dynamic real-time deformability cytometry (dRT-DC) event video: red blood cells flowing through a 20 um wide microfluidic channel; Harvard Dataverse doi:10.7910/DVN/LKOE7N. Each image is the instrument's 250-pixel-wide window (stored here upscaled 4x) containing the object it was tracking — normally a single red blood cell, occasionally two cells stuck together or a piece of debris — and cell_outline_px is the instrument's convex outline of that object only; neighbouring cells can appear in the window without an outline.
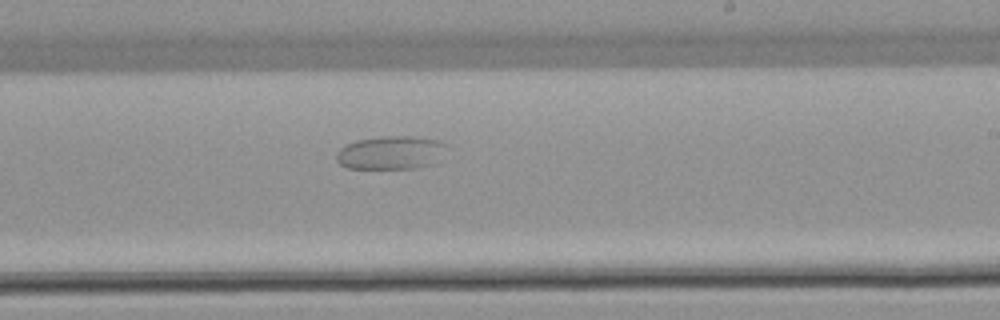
{"species": "common noctule bat (a hibernating species)", "species_latin": "Nyctalus noctula", "temperature_condition": "warm", "stored_images_in_passage": 49, "camera_frame_rate_fps": 3000, "um_per_image_px": 0.085, "animal": {"sex": "female", "body_mass_g": 22.7, "forearm_length_mm": 54.2}, "frame": {"image": 1, "passage_image": 27, "time_ms": 8.667, "image_size_px": [1000, 320], "cell_outline_px": [[448, 144], [432, 164], [416, 168], [348, 168], [340, 164], [336, 160], [336, 152], [340, 148], [356, 140], [384, 136], [416, 136], [440, 140]], "centroid_in_image_um": [33.2, 12.96], "position_along_channel_um": 255.8, "area_um2": 21.33}}
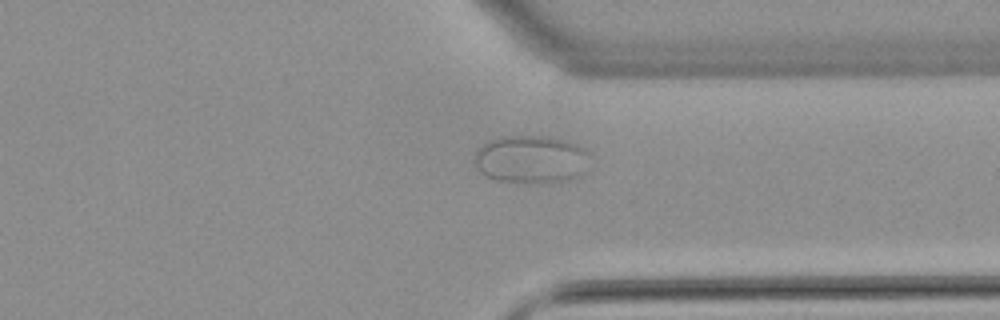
{"frame": {"image": 2, "passage_image": 36, "time_ms": 11.667, "image_size_px": [1000, 320], "cell_outline_px": [[588, 152], [576, 176], [568, 180], [496, 180], [484, 176], [476, 168], [472, 160], [476, 148], [488, 140], [504, 136], [548, 136], [572, 144]], "centroid_in_image_um": [44.93, 13.49], "position_along_channel_um": 366.5, "area_um2": 30.75}}